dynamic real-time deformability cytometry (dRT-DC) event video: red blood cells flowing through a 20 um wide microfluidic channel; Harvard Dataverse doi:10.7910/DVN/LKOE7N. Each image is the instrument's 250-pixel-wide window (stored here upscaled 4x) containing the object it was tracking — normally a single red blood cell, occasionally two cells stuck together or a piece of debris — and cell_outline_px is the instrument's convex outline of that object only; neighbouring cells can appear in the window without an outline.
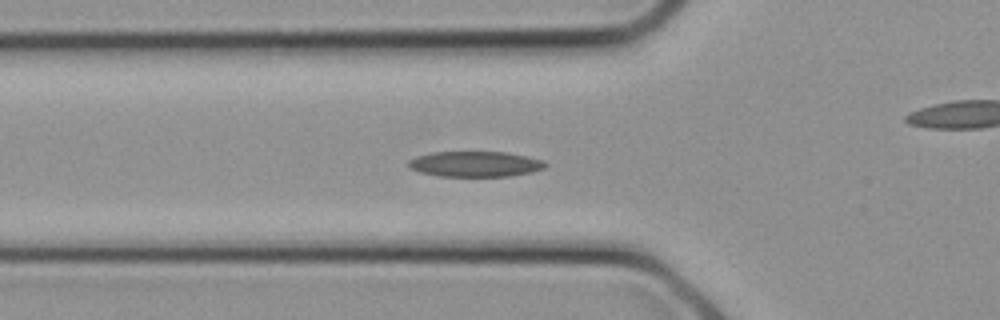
{"species": "common noctule bat (a hibernating species)", "species_latin": "Nyctalus noctula", "temperature_condition": "cold", "stored_images_in_passage": 11, "segment_of_instrument_passage": [1, 2], "camera_frame_rate_fps": 3000, "um_per_image_px": 0.085, "animal": {"sex": "female", "body_mass_g": 21.9}, "frame": {"image": 1, "passage_image": 8, "time_ms": 2.333, "image_size_px": [1000, 320], "cell_outline_px": [[548, 164], [544, 168], [532, 172], [508, 176], [436, 176], [420, 172], [408, 168], [408, 160], [416, 156], [432, 152], [504, 152], [544, 160]], "centroid_in_image_um": [40.36, 13.94], "position_along_channel_um": 85.4, "area_um2": 20.35}}
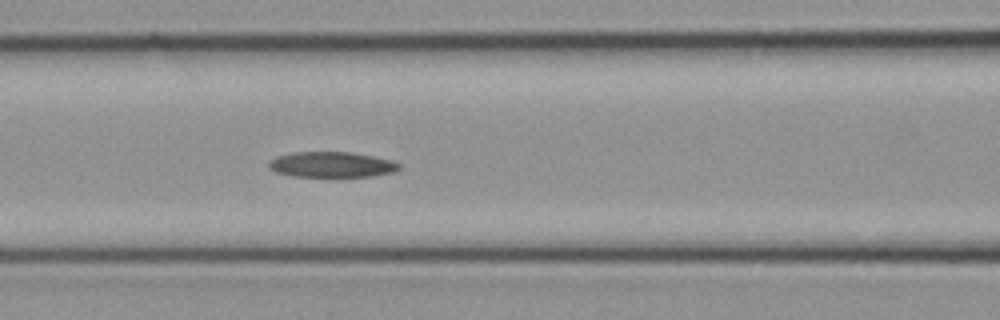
{"frame": {"image": 2, "passage_image": 10, "time_ms": 3.0, "image_size_px": [1000, 320], "cell_outline_px": [[400, 168], [396, 172], [372, 176], [292, 176], [276, 172], [268, 168], [268, 160], [276, 156], [292, 152], [352, 152], [392, 160], [400, 164]], "centroid_in_image_um": [28.17, 13.98], "position_along_channel_um": 138.4, "area_um2": 19.48}}